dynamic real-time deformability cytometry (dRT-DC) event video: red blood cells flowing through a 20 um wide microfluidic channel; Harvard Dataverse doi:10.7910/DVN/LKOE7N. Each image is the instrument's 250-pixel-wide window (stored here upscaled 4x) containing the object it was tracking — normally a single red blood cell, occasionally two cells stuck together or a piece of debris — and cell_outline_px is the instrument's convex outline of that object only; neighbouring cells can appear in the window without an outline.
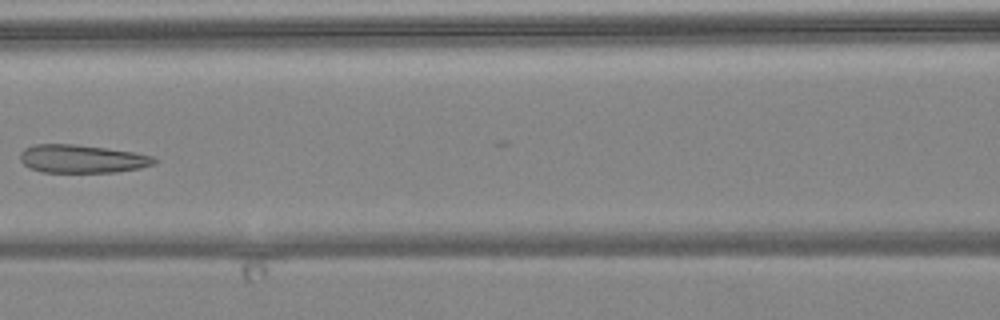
{"species": "common noctule bat (a hibernating species)", "species_latin": "Nyctalus noctula", "temperature_condition": "warm", "stored_images_in_passage": 6, "camera_frame_rate_fps": 3000, "um_per_image_px": 0.085, "animal": {"sex": "female", "body_mass_g": 24.6, "forearm_length_mm": 56.2}, "frame": {"image": 1, "passage_image": 5, "time_ms": 5.667, "image_size_px": [1000, 320], "cell_outline_px": [[156, 164], [140, 168], [116, 172], [44, 172], [28, 168], [20, 160], [20, 152], [24, 148], [32, 144], [76, 144], [136, 152], [152, 156], [156, 160]], "centroid_in_image_um": [6.96, 13.49], "position_along_channel_um": 159.6, "area_um2": 22.2}}
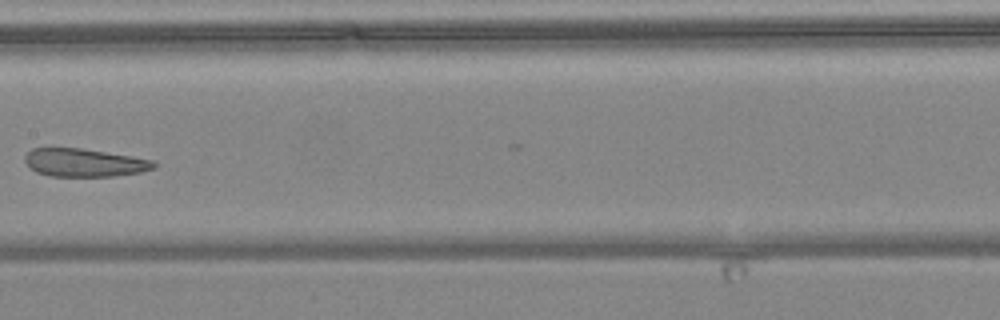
{"frame": {"image": 2, "passage_image": 6, "time_ms": 6.667, "image_size_px": [1000, 320], "cell_outline_px": [[156, 168], [140, 172], [112, 176], [48, 176], [36, 172], [24, 160], [24, 156], [32, 148], [80, 148], [132, 156], [152, 160], [156, 164]], "centroid_in_image_um": [7.16, 13.82], "position_along_channel_um": 200.2, "area_um2": 20.98}}